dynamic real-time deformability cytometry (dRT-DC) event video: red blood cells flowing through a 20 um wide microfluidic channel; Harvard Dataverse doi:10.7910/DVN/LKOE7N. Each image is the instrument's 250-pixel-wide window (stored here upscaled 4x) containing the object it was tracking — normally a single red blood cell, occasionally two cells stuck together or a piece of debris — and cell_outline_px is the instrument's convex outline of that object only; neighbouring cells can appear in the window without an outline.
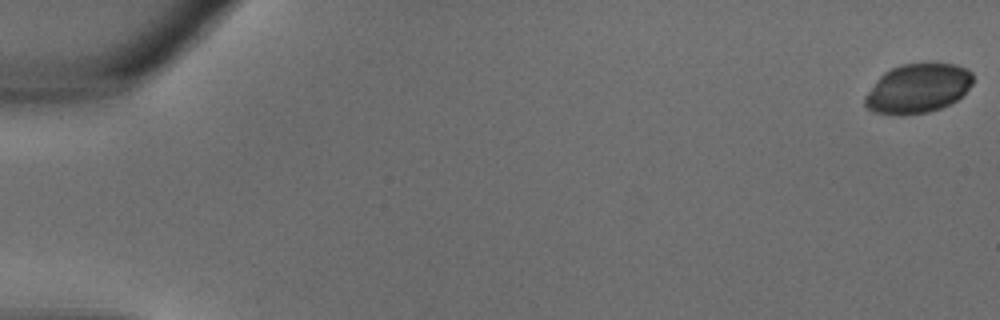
{"species": "common noctule bat (a hibernating species)", "species_latin": "Nyctalus noctula", "temperature_condition": "warm", "stored_images_in_passage": 35, "camera_frame_rate_fps": 3000, "um_per_image_px": 0.085, "animal": {"sex": "male", "body_mass_g": 18.8}, "frame": {"image": 1, "passage_image": 1, "time_ms": 0.0, "image_size_px": [1000, 320], "cell_outline_px": [[972, 84], [956, 100], [940, 108], [928, 112], [904, 116], [900, 116], [872, 112], [864, 104], [864, 96], [880, 76], [884, 72], [892, 68], [904, 64], [956, 64], [972, 72]], "centroid_in_image_um": [77.97, 7.54], "position_along_channel_um": 7.0, "area_um2": 30.87}}